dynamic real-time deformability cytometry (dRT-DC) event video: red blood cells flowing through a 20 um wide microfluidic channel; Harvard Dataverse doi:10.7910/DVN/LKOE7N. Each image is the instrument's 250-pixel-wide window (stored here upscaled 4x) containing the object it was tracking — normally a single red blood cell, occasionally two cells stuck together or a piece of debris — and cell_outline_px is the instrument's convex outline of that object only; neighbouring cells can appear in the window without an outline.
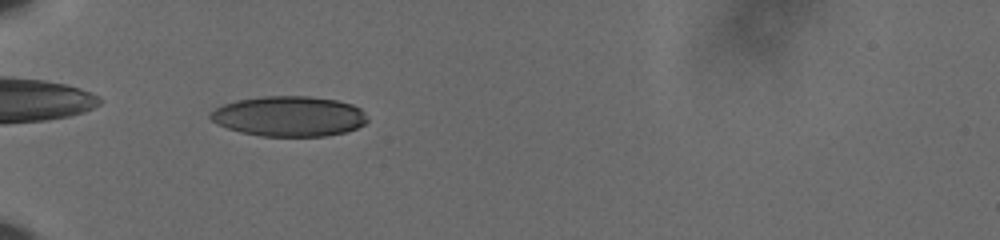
{"species": "human", "species_latin": "Homo sapiens", "temperature_condition": "cold", "stored_images_in_passage": 32, "camera_frame_rate_fps": 3000, "um_per_image_px": 0.085, "donor": {"sex": "male"}, "frame": {"image": 1, "passage_image": 5, "time_ms": 1.333, "image_size_px": [1000, 240], "cell_outline_px": [[368, 120], [364, 124], [356, 128], [344, 132], [324, 136], [260, 136], [240, 132], [216, 124], [208, 116], [216, 108], [224, 104], [236, 100], [264, 96], [308, 96], [336, 100], [352, 104], [360, 108], [368, 116]], "centroid_in_image_um": [24.57, 9.88], "position_along_channel_um": 60.4, "area_um2": 36.82}}
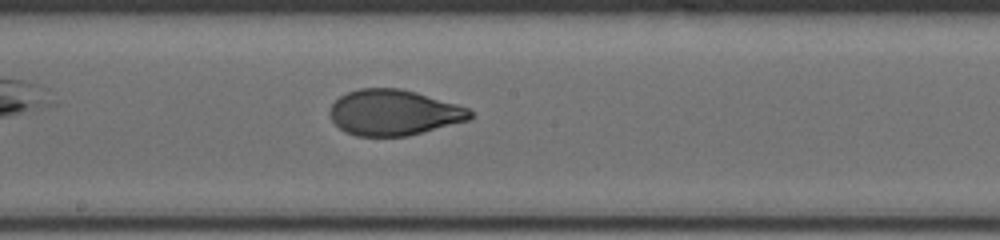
{"frame": {"image": 2, "passage_image": 19, "time_ms": 6.0, "image_size_px": [1000, 240], "cell_outline_px": [[472, 116], [468, 120], [408, 136], [356, 136], [340, 128], [332, 120], [328, 112], [332, 104], [340, 96], [348, 92], [360, 88], [400, 88], [416, 92], [456, 104], [468, 108], [472, 112]], "centroid_in_image_um": [33.45, 9.56], "position_along_channel_um": 214.7, "area_um2": 37.11}}
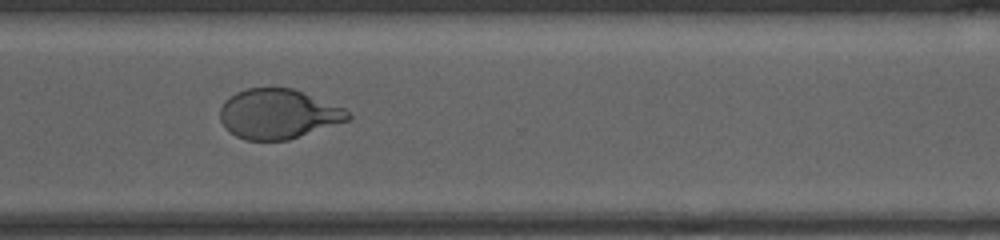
{"frame": {"image": 3, "passage_image": 30, "time_ms": 9.667, "image_size_px": [1000, 240], "cell_outline_px": [[352, 116], [348, 120], [288, 140], [244, 140], [236, 136], [224, 128], [220, 120], [220, 108], [224, 100], [228, 96], [236, 92], [248, 88], [292, 88], [344, 108]], "centroid_in_image_um": [23.59, 9.69], "position_along_channel_um": 347.0, "area_um2": 36.93}}